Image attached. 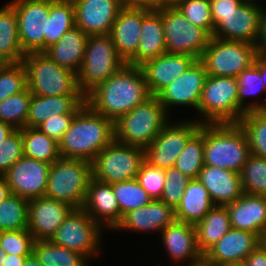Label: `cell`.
I'll list each match as a JSON object with an SVG mask.
<instances>
[{
    "label": "cell",
    "mask_w": 266,
    "mask_h": 266,
    "mask_svg": "<svg viewBox=\"0 0 266 266\" xmlns=\"http://www.w3.org/2000/svg\"><path fill=\"white\" fill-rule=\"evenodd\" d=\"M149 97L141 67L126 63L90 91L85 102L93 111L115 122Z\"/></svg>",
    "instance_id": "cell-1"
},
{
    "label": "cell",
    "mask_w": 266,
    "mask_h": 266,
    "mask_svg": "<svg viewBox=\"0 0 266 266\" xmlns=\"http://www.w3.org/2000/svg\"><path fill=\"white\" fill-rule=\"evenodd\" d=\"M115 140L114 121L85 104L74 116L58 142L62 158L92 162L96 155Z\"/></svg>",
    "instance_id": "cell-2"
},
{
    "label": "cell",
    "mask_w": 266,
    "mask_h": 266,
    "mask_svg": "<svg viewBox=\"0 0 266 266\" xmlns=\"http://www.w3.org/2000/svg\"><path fill=\"white\" fill-rule=\"evenodd\" d=\"M250 155L239 123H204V165L240 173Z\"/></svg>",
    "instance_id": "cell-3"
},
{
    "label": "cell",
    "mask_w": 266,
    "mask_h": 266,
    "mask_svg": "<svg viewBox=\"0 0 266 266\" xmlns=\"http://www.w3.org/2000/svg\"><path fill=\"white\" fill-rule=\"evenodd\" d=\"M157 96H150L114 122L115 141L146 148L169 121Z\"/></svg>",
    "instance_id": "cell-4"
},
{
    "label": "cell",
    "mask_w": 266,
    "mask_h": 266,
    "mask_svg": "<svg viewBox=\"0 0 266 266\" xmlns=\"http://www.w3.org/2000/svg\"><path fill=\"white\" fill-rule=\"evenodd\" d=\"M28 90L37 96L83 95L77 74L59 66L44 52L27 53L23 58Z\"/></svg>",
    "instance_id": "cell-5"
},
{
    "label": "cell",
    "mask_w": 266,
    "mask_h": 266,
    "mask_svg": "<svg viewBox=\"0 0 266 266\" xmlns=\"http://www.w3.org/2000/svg\"><path fill=\"white\" fill-rule=\"evenodd\" d=\"M91 178L92 162L60 157L50 165L44 196L82 208Z\"/></svg>",
    "instance_id": "cell-6"
},
{
    "label": "cell",
    "mask_w": 266,
    "mask_h": 266,
    "mask_svg": "<svg viewBox=\"0 0 266 266\" xmlns=\"http://www.w3.org/2000/svg\"><path fill=\"white\" fill-rule=\"evenodd\" d=\"M125 64L117 54L110 35L88 36L84 60L77 73L80 91L86 96Z\"/></svg>",
    "instance_id": "cell-7"
},
{
    "label": "cell",
    "mask_w": 266,
    "mask_h": 266,
    "mask_svg": "<svg viewBox=\"0 0 266 266\" xmlns=\"http://www.w3.org/2000/svg\"><path fill=\"white\" fill-rule=\"evenodd\" d=\"M198 112L200 123H238L237 77L208 75L202 89Z\"/></svg>",
    "instance_id": "cell-8"
},
{
    "label": "cell",
    "mask_w": 266,
    "mask_h": 266,
    "mask_svg": "<svg viewBox=\"0 0 266 266\" xmlns=\"http://www.w3.org/2000/svg\"><path fill=\"white\" fill-rule=\"evenodd\" d=\"M144 161L145 148L114 140L92 161V178L110 184L133 180Z\"/></svg>",
    "instance_id": "cell-9"
},
{
    "label": "cell",
    "mask_w": 266,
    "mask_h": 266,
    "mask_svg": "<svg viewBox=\"0 0 266 266\" xmlns=\"http://www.w3.org/2000/svg\"><path fill=\"white\" fill-rule=\"evenodd\" d=\"M156 11L163 22L166 53L200 59L212 36L205 29L193 25L174 5Z\"/></svg>",
    "instance_id": "cell-10"
},
{
    "label": "cell",
    "mask_w": 266,
    "mask_h": 266,
    "mask_svg": "<svg viewBox=\"0 0 266 266\" xmlns=\"http://www.w3.org/2000/svg\"><path fill=\"white\" fill-rule=\"evenodd\" d=\"M257 54L254 44L212 36L200 60L207 75L237 77L254 64Z\"/></svg>",
    "instance_id": "cell-11"
},
{
    "label": "cell",
    "mask_w": 266,
    "mask_h": 266,
    "mask_svg": "<svg viewBox=\"0 0 266 266\" xmlns=\"http://www.w3.org/2000/svg\"><path fill=\"white\" fill-rule=\"evenodd\" d=\"M102 230L82 208H74L50 240L81 253L89 260L100 254Z\"/></svg>",
    "instance_id": "cell-12"
},
{
    "label": "cell",
    "mask_w": 266,
    "mask_h": 266,
    "mask_svg": "<svg viewBox=\"0 0 266 266\" xmlns=\"http://www.w3.org/2000/svg\"><path fill=\"white\" fill-rule=\"evenodd\" d=\"M255 0H245L233 12L211 14L214 24L213 35L222 40L243 41L256 44L261 16L266 7Z\"/></svg>",
    "instance_id": "cell-13"
},
{
    "label": "cell",
    "mask_w": 266,
    "mask_h": 266,
    "mask_svg": "<svg viewBox=\"0 0 266 266\" xmlns=\"http://www.w3.org/2000/svg\"><path fill=\"white\" fill-rule=\"evenodd\" d=\"M200 120L170 123L145 148V161L160 169L173 167L188 139L199 129Z\"/></svg>",
    "instance_id": "cell-14"
},
{
    "label": "cell",
    "mask_w": 266,
    "mask_h": 266,
    "mask_svg": "<svg viewBox=\"0 0 266 266\" xmlns=\"http://www.w3.org/2000/svg\"><path fill=\"white\" fill-rule=\"evenodd\" d=\"M18 20L20 46L25 54L44 51L49 0H12L9 2Z\"/></svg>",
    "instance_id": "cell-15"
},
{
    "label": "cell",
    "mask_w": 266,
    "mask_h": 266,
    "mask_svg": "<svg viewBox=\"0 0 266 266\" xmlns=\"http://www.w3.org/2000/svg\"><path fill=\"white\" fill-rule=\"evenodd\" d=\"M207 76L203 62L196 59L183 74L175 78L157 95L165 112L169 113L168 109H171L172 106H191L198 111V104Z\"/></svg>",
    "instance_id": "cell-16"
},
{
    "label": "cell",
    "mask_w": 266,
    "mask_h": 266,
    "mask_svg": "<svg viewBox=\"0 0 266 266\" xmlns=\"http://www.w3.org/2000/svg\"><path fill=\"white\" fill-rule=\"evenodd\" d=\"M49 168L48 163L23 156L4 174L11 194L27 200L44 196Z\"/></svg>",
    "instance_id": "cell-17"
},
{
    "label": "cell",
    "mask_w": 266,
    "mask_h": 266,
    "mask_svg": "<svg viewBox=\"0 0 266 266\" xmlns=\"http://www.w3.org/2000/svg\"><path fill=\"white\" fill-rule=\"evenodd\" d=\"M75 27L88 36L110 35L111 29L125 0H72Z\"/></svg>",
    "instance_id": "cell-18"
},
{
    "label": "cell",
    "mask_w": 266,
    "mask_h": 266,
    "mask_svg": "<svg viewBox=\"0 0 266 266\" xmlns=\"http://www.w3.org/2000/svg\"><path fill=\"white\" fill-rule=\"evenodd\" d=\"M74 208L62 201L41 196L29 200L28 231L34 240H49Z\"/></svg>",
    "instance_id": "cell-19"
},
{
    "label": "cell",
    "mask_w": 266,
    "mask_h": 266,
    "mask_svg": "<svg viewBox=\"0 0 266 266\" xmlns=\"http://www.w3.org/2000/svg\"><path fill=\"white\" fill-rule=\"evenodd\" d=\"M263 242L256 234L231 228L204 255L203 261L210 266L241 262Z\"/></svg>",
    "instance_id": "cell-20"
},
{
    "label": "cell",
    "mask_w": 266,
    "mask_h": 266,
    "mask_svg": "<svg viewBox=\"0 0 266 266\" xmlns=\"http://www.w3.org/2000/svg\"><path fill=\"white\" fill-rule=\"evenodd\" d=\"M82 209L104 228L115 230L122 221L112 185L94 178H91L87 186L86 198Z\"/></svg>",
    "instance_id": "cell-21"
},
{
    "label": "cell",
    "mask_w": 266,
    "mask_h": 266,
    "mask_svg": "<svg viewBox=\"0 0 266 266\" xmlns=\"http://www.w3.org/2000/svg\"><path fill=\"white\" fill-rule=\"evenodd\" d=\"M195 60V57L188 55L164 53L144 62L140 67L150 96H157L175 78L183 74Z\"/></svg>",
    "instance_id": "cell-22"
},
{
    "label": "cell",
    "mask_w": 266,
    "mask_h": 266,
    "mask_svg": "<svg viewBox=\"0 0 266 266\" xmlns=\"http://www.w3.org/2000/svg\"><path fill=\"white\" fill-rule=\"evenodd\" d=\"M231 227L256 234L262 241L266 236V197L244 193L226 205Z\"/></svg>",
    "instance_id": "cell-23"
},
{
    "label": "cell",
    "mask_w": 266,
    "mask_h": 266,
    "mask_svg": "<svg viewBox=\"0 0 266 266\" xmlns=\"http://www.w3.org/2000/svg\"><path fill=\"white\" fill-rule=\"evenodd\" d=\"M160 235L171 260L178 263L188 260L189 266L203 261V255L197 247L194 225L175 220Z\"/></svg>",
    "instance_id": "cell-24"
},
{
    "label": "cell",
    "mask_w": 266,
    "mask_h": 266,
    "mask_svg": "<svg viewBox=\"0 0 266 266\" xmlns=\"http://www.w3.org/2000/svg\"><path fill=\"white\" fill-rule=\"evenodd\" d=\"M143 8L124 5L115 19L110 36L117 54L127 62L139 47Z\"/></svg>",
    "instance_id": "cell-25"
},
{
    "label": "cell",
    "mask_w": 266,
    "mask_h": 266,
    "mask_svg": "<svg viewBox=\"0 0 266 266\" xmlns=\"http://www.w3.org/2000/svg\"><path fill=\"white\" fill-rule=\"evenodd\" d=\"M175 220V209L162 200L155 199L143 207L126 213L115 230L161 232Z\"/></svg>",
    "instance_id": "cell-26"
},
{
    "label": "cell",
    "mask_w": 266,
    "mask_h": 266,
    "mask_svg": "<svg viewBox=\"0 0 266 266\" xmlns=\"http://www.w3.org/2000/svg\"><path fill=\"white\" fill-rule=\"evenodd\" d=\"M198 180L208 190L214 205L226 206L244 194L240 173L231 170L204 165Z\"/></svg>",
    "instance_id": "cell-27"
},
{
    "label": "cell",
    "mask_w": 266,
    "mask_h": 266,
    "mask_svg": "<svg viewBox=\"0 0 266 266\" xmlns=\"http://www.w3.org/2000/svg\"><path fill=\"white\" fill-rule=\"evenodd\" d=\"M164 53H166V42L161 15L156 10L143 9L139 47L126 63L141 66L147 60Z\"/></svg>",
    "instance_id": "cell-28"
},
{
    "label": "cell",
    "mask_w": 266,
    "mask_h": 266,
    "mask_svg": "<svg viewBox=\"0 0 266 266\" xmlns=\"http://www.w3.org/2000/svg\"><path fill=\"white\" fill-rule=\"evenodd\" d=\"M85 104L84 95H32L26 127H38L54 115L77 113Z\"/></svg>",
    "instance_id": "cell-29"
},
{
    "label": "cell",
    "mask_w": 266,
    "mask_h": 266,
    "mask_svg": "<svg viewBox=\"0 0 266 266\" xmlns=\"http://www.w3.org/2000/svg\"><path fill=\"white\" fill-rule=\"evenodd\" d=\"M87 37L80 28L74 27L43 52L59 66L77 74L84 60Z\"/></svg>",
    "instance_id": "cell-30"
},
{
    "label": "cell",
    "mask_w": 266,
    "mask_h": 266,
    "mask_svg": "<svg viewBox=\"0 0 266 266\" xmlns=\"http://www.w3.org/2000/svg\"><path fill=\"white\" fill-rule=\"evenodd\" d=\"M214 206L208 190L203 184L198 179H191L185 188L180 203L175 208V218L178 221L195 225Z\"/></svg>",
    "instance_id": "cell-31"
},
{
    "label": "cell",
    "mask_w": 266,
    "mask_h": 266,
    "mask_svg": "<svg viewBox=\"0 0 266 266\" xmlns=\"http://www.w3.org/2000/svg\"><path fill=\"white\" fill-rule=\"evenodd\" d=\"M194 227L197 247L204 255L232 228L226 206L215 205Z\"/></svg>",
    "instance_id": "cell-32"
},
{
    "label": "cell",
    "mask_w": 266,
    "mask_h": 266,
    "mask_svg": "<svg viewBox=\"0 0 266 266\" xmlns=\"http://www.w3.org/2000/svg\"><path fill=\"white\" fill-rule=\"evenodd\" d=\"M25 55L20 46L17 16L8 3L0 9V62H22Z\"/></svg>",
    "instance_id": "cell-33"
},
{
    "label": "cell",
    "mask_w": 266,
    "mask_h": 266,
    "mask_svg": "<svg viewBox=\"0 0 266 266\" xmlns=\"http://www.w3.org/2000/svg\"><path fill=\"white\" fill-rule=\"evenodd\" d=\"M75 27V9L72 0H49L47 34H44V50L57 43Z\"/></svg>",
    "instance_id": "cell-34"
},
{
    "label": "cell",
    "mask_w": 266,
    "mask_h": 266,
    "mask_svg": "<svg viewBox=\"0 0 266 266\" xmlns=\"http://www.w3.org/2000/svg\"><path fill=\"white\" fill-rule=\"evenodd\" d=\"M20 130L24 156L49 165L61 157L58 142L43 133L38 127H24Z\"/></svg>",
    "instance_id": "cell-35"
},
{
    "label": "cell",
    "mask_w": 266,
    "mask_h": 266,
    "mask_svg": "<svg viewBox=\"0 0 266 266\" xmlns=\"http://www.w3.org/2000/svg\"><path fill=\"white\" fill-rule=\"evenodd\" d=\"M238 101H239V121L242 116L249 111L266 110V101L253 102L245 105V98L249 96H259V93L266 92L263 79L260 74V63L255 60L249 68L243 70L238 76ZM258 94V95H257ZM266 99V98H265Z\"/></svg>",
    "instance_id": "cell-36"
},
{
    "label": "cell",
    "mask_w": 266,
    "mask_h": 266,
    "mask_svg": "<svg viewBox=\"0 0 266 266\" xmlns=\"http://www.w3.org/2000/svg\"><path fill=\"white\" fill-rule=\"evenodd\" d=\"M33 254L43 266H87L88 259L73 250L54 244L49 240H37Z\"/></svg>",
    "instance_id": "cell-37"
},
{
    "label": "cell",
    "mask_w": 266,
    "mask_h": 266,
    "mask_svg": "<svg viewBox=\"0 0 266 266\" xmlns=\"http://www.w3.org/2000/svg\"><path fill=\"white\" fill-rule=\"evenodd\" d=\"M204 166V123L188 139L175 161L174 167L190 179H198Z\"/></svg>",
    "instance_id": "cell-38"
},
{
    "label": "cell",
    "mask_w": 266,
    "mask_h": 266,
    "mask_svg": "<svg viewBox=\"0 0 266 266\" xmlns=\"http://www.w3.org/2000/svg\"><path fill=\"white\" fill-rule=\"evenodd\" d=\"M238 123L247 136L250 154L266 159V110L246 112Z\"/></svg>",
    "instance_id": "cell-39"
},
{
    "label": "cell",
    "mask_w": 266,
    "mask_h": 266,
    "mask_svg": "<svg viewBox=\"0 0 266 266\" xmlns=\"http://www.w3.org/2000/svg\"><path fill=\"white\" fill-rule=\"evenodd\" d=\"M29 200L11 194L0 203V232L26 229Z\"/></svg>",
    "instance_id": "cell-40"
},
{
    "label": "cell",
    "mask_w": 266,
    "mask_h": 266,
    "mask_svg": "<svg viewBox=\"0 0 266 266\" xmlns=\"http://www.w3.org/2000/svg\"><path fill=\"white\" fill-rule=\"evenodd\" d=\"M32 94L28 90L13 94L0 102V122L15 129L26 127Z\"/></svg>",
    "instance_id": "cell-41"
},
{
    "label": "cell",
    "mask_w": 266,
    "mask_h": 266,
    "mask_svg": "<svg viewBox=\"0 0 266 266\" xmlns=\"http://www.w3.org/2000/svg\"><path fill=\"white\" fill-rule=\"evenodd\" d=\"M117 199L120 216L153 201L136 179L111 184Z\"/></svg>",
    "instance_id": "cell-42"
},
{
    "label": "cell",
    "mask_w": 266,
    "mask_h": 266,
    "mask_svg": "<svg viewBox=\"0 0 266 266\" xmlns=\"http://www.w3.org/2000/svg\"><path fill=\"white\" fill-rule=\"evenodd\" d=\"M244 193L266 197V159L250 154L240 171Z\"/></svg>",
    "instance_id": "cell-43"
},
{
    "label": "cell",
    "mask_w": 266,
    "mask_h": 266,
    "mask_svg": "<svg viewBox=\"0 0 266 266\" xmlns=\"http://www.w3.org/2000/svg\"><path fill=\"white\" fill-rule=\"evenodd\" d=\"M28 88L23 62L0 64V102Z\"/></svg>",
    "instance_id": "cell-44"
},
{
    "label": "cell",
    "mask_w": 266,
    "mask_h": 266,
    "mask_svg": "<svg viewBox=\"0 0 266 266\" xmlns=\"http://www.w3.org/2000/svg\"><path fill=\"white\" fill-rule=\"evenodd\" d=\"M174 6L193 24L205 29L211 36L214 31L209 0H179Z\"/></svg>",
    "instance_id": "cell-45"
},
{
    "label": "cell",
    "mask_w": 266,
    "mask_h": 266,
    "mask_svg": "<svg viewBox=\"0 0 266 266\" xmlns=\"http://www.w3.org/2000/svg\"><path fill=\"white\" fill-rule=\"evenodd\" d=\"M34 242L27 228L0 232V244L6 254L29 256L33 253Z\"/></svg>",
    "instance_id": "cell-46"
},
{
    "label": "cell",
    "mask_w": 266,
    "mask_h": 266,
    "mask_svg": "<svg viewBox=\"0 0 266 266\" xmlns=\"http://www.w3.org/2000/svg\"><path fill=\"white\" fill-rule=\"evenodd\" d=\"M165 174V186L160 200L175 209L180 203L185 188L191 179L174 166L165 169Z\"/></svg>",
    "instance_id": "cell-47"
},
{
    "label": "cell",
    "mask_w": 266,
    "mask_h": 266,
    "mask_svg": "<svg viewBox=\"0 0 266 266\" xmlns=\"http://www.w3.org/2000/svg\"><path fill=\"white\" fill-rule=\"evenodd\" d=\"M165 177V169L151 166L148 162L144 161L141 164L136 180L149 196L155 200L161 198L165 186Z\"/></svg>",
    "instance_id": "cell-48"
},
{
    "label": "cell",
    "mask_w": 266,
    "mask_h": 266,
    "mask_svg": "<svg viewBox=\"0 0 266 266\" xmlns=\"http://www.w3.org/2000/svg\"><path fill=\"white\" fill-rule=\"evenodd\" d=\"M23 156L21 130L16 129L0 144V176H4Z\"/></svg>",
    "instance_id": "cell-49"
},
{
    "label": "cell",
    "mask_w": 266,
    "mask_h": 266,
    "mask_svg": "<svg viewBox=\"0 0 266 266\" xmlns=\"http://www.w3.org/2000/svg\"><path fill=\"white\" fill-rule=\"evenodd\" d=\"M75 115L76 113L54 115L52 118L42 122L38 128L50 138L59 142L70 127Z\"/></svg>",
    "instance_id": "cell-50"
},
{
    "label": "cell",
    "mask_w": 266,
    "mask_h": 266,
    "mask_svg": "<svg viewBox=\"0 0 266 266\" xmlns=\"http://www.w3.org/2000/svg\"><path fill=\"white\" fill-rule=\"evenodd\" d=\"M211 14H228L239 7L245 0H209Z\"/></svg>",
    "instance_id": "cell-51"
},
{
    "label": "cell",
    "mask_w": 266,
    "mask_h": 266,
    "mask_svg": "<svg viewBox=\"0 0 266 266\" xmlns=\"http://www.w3.org/2000/svg\"><path fill=\"white\" fill-rule=\"evenodd\" d=\"M246 266H266V244L261 242L244 260Z\"/></svg>",
    "instance_id": "cell-52"
},
{
    "label": "cell",
    "mask_w": 266,
    "mask_h": 266,
    "mask_svg": "<svg viewBox=\"0 0 266 266\" xmlns=\"http://www.w3.org/2000/svg\"><path fill=\"white\" fill-rule=\"evenodd\" d=\"M125 4L134 8L160 10L169 4L165 0H125Z\"/></svg>",
    "instance_id": "cell-53"
},
{
    "label": "cell",
    "mask_w": 266,
    "mask_h": 266,
    "mask_svg": "<svg viewBox=\"0 0 266 266\" xmlns=\"http://www.w3.org/2000/svg\"><path fill=\"white\" fill-rule=\"evenodd\" d=\"M257 53L266 54V10H263L257 42L255 44Z\"/></svg>",
    "instance_id": "cell-54"
},
{
    "label": "cell",
    "mask_w": 266,
    "mask_h": 266,
    "mask_svg": "<svg viewBox=\"0 0 266 266\" xmlns=\"http://www.w3.org/2000/svg\"><path fill=\"white\" fill-rule=\"evenodd\" d=\"M28 256H18L12 254H6L4 257L2 266H23V263Z\"/></svg>",
    "instance_id": "cell-55"
},
{
    "label": "cell",
    "mask_w": 266,
    "mask_h": 266,
    "mask_svg": "<svg viewBox=\"0 0 266 266\" xmlns=\"http://www.w3.org/2000/svg\"><path fill=\"white\" fill-rule=\"evenodd\" d=\"M11 195L10 187L4 176H0V203Z\"/></svg>",
    "instance_id": "cell-56"
},
{
    "label": "cell",
    "mask_w": 266,
    "mask_h": 266,
    "mask_svg": "<svg viewBox=\"0 0 266 266\" xmlns=\"http://www.w3.org/2000/svg\"><path fill=\"white\" fill-rule=\"evenodd\" d=\"M256 60L260 63V74L266 87V54L258 53Z\"/></svg>",
    "instance_id": "cell-57"
},
{
    "label": "cell",
    "mask_w": 266,
    "mask_h": 266,
    "mask_svg": "<svg viewBox=\"0 0 266 266\" xmlns=\"http://www.w3.org/2000/svg\"><path fill=\"white\" fill-rule=\"evenodd\" d=\"M15 130L11 125L0 122V144Z\"/></svg>",
    "instance_id": "cell-58"
},
{
    "label": "cell",
    "mask_w": 266,
    "mask_h": 266,
    "mask_svg": "<svg viewBox=\"0 0 266 266\" xmlns=\"http://www.w3.org/2000/svg\"><path fill=\"white\" fill-rule=\"evenodd\" d=\"M23 266H43V265L38 261L36 256L32 253L31 255L26 257Z\"/></svg>",
    "instance_id": "cell-59"
},
{
    "label": "cell",
    "mask_w": 266,
    "mask_h": 266,
    "mask_svg": "<svg viewBox=\"0 0 266 266\" xmlns=\"http://www.w3.org/2000/svg\"><path fill=\"white\" fill-rule=\"evenodd\" d=\"M218 266H246V264L244 261H241V262L224 263Z\"/></svg>",
    "instance_id": "cell-60"
},
{
    "label": "cell",
    "mask_w": 266,
    "mask_h": 266,
    "mask_svg": "<svg viewBox=\"0 0 266 266\" xmlns=\"http://www.w3.org/2000/svg\"><path fill=\"white\" fill-rule=\"evenodd\" d=\"M4 257H6V253L2 250V247L0 244V266L3 265Z\"/></svg>",
    "instance_id": "cell-61"
},
{
    "label": "cell",
    "mask_w": 266,
    "mask_h": 266,
    "mask_svg": "<svg viewBox=\"0 0 266 266\" xmlns=\"http://www.w3.org/2000/svg\"><path fill=\"white\" fill-rule=\"evenodd\" d=\"M189 266V265H188ZM191 266H210L209 264L205 263L204 261L196 264V265H191Z\"/></svg>",
    "instance_id": "cell-62"
},
{
    "label": "cell",
    "mask_w": 266,
    "mask_h": 266,
    "mask_svg": "<svg viewBox=\"0 0 266 266\" xmlns=\"http://www.w3.org/2000/svg\"><path fill=\"white\" fill-rule=\"evenodd\" d=\"M169 5H174L179 0H165Z\"/></svg>",
    "instance_id": "cell-63"
}]
</instances>
